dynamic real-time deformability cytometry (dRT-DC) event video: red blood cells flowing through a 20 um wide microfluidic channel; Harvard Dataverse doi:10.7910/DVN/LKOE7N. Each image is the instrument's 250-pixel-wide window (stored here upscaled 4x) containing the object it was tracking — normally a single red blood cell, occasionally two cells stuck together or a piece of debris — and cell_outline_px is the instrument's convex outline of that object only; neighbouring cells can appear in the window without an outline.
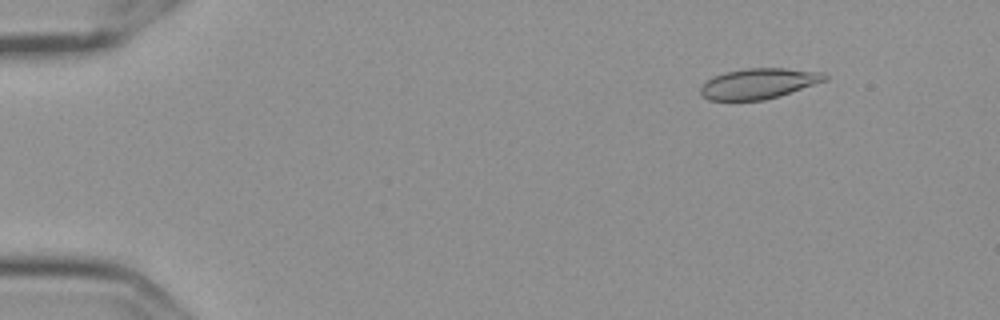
{"species": "Egyptian fruit bat (a non-hibernating species)", "species_latin": "Rousettus aegyptiacus", "temperature_condition": "cold", "stored_images_in_passage": 18, "camera_frame_rate_fps": 3000, "um_per_image_px": 0.085, "frame": {"image": 1, "passage_image": 7, "time_ms": 2.0, "image_size_px": [1000, 320], "cell_outline_px": [[828, 80], [780, 96], [764, 100], [708, 100], [700, 92], [700, 88], [712, 76], [724, 72], [744, 68], [784, 68], [824, 72], [828, 76]], "centroid_in_image_um": [64.52, 7.09], "position_along_channel_um": 20.5, "area_um2": 22.2}}